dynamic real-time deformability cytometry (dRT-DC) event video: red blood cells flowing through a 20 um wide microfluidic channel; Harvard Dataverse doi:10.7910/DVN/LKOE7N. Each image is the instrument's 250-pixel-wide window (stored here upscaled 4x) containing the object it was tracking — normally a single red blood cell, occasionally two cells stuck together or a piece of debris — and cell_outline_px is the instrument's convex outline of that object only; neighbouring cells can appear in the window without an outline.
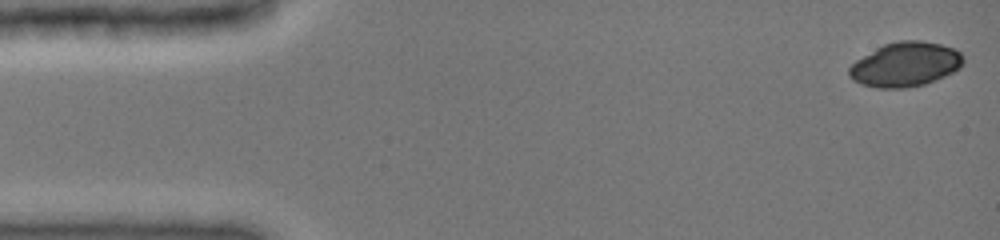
{"species": "common noctule bat (a hibernating species)", "species_latin": "Nyctalus noctula", "temperature_condition": "cold", "stored_images_in_passage": 47, "camera_frame_rate_fps": 3000, "um_per_image_px": 0.085, "animal": {"sex": "female", "body_mass_g": 19.0, "forearm_length_mm": 51.5}, "frame": {"image": 1, "passage_image": 1, "time_ms": 0.0, "image_size_px": [1000, 240], "cell_outline_px": [[964, 64], [960, 68], [944, 76], [924, 84], [904, 88], [876, 88], [860, 84], [852, 80], [848, 76], [848, 68], [856, 60], [876, 48], [884, 44], [900, 40], [920, 40], [940, 44], [956, 48], [964, 56]], "centroid_in_image_um": [76.95, 5.47], "position_along_channel_um": 8.0, "area_um2": 29.77}}
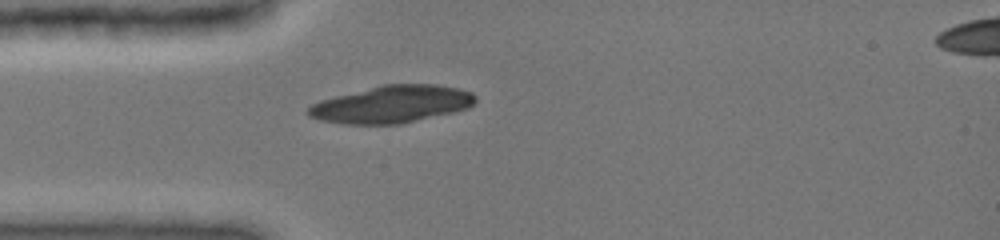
{"frame": {"image": 2, "passage_image": 13, "time_ms": 4.0, "image_size_px": [1000, 240], "cell_outline_px": [[476, 100], [468, 108], [452, 112], [400, 124], [344, 124], [320, 120], [308, 116], [304, 112], [312, 104], [320, 100], [380, 84], [436, 84], [456, 88], [472, 92], [476, 96]], "centroid_in_image_um": [33.26, 8.86], "position_along_channel_um": 51.7, "area_um2": 36.36}}